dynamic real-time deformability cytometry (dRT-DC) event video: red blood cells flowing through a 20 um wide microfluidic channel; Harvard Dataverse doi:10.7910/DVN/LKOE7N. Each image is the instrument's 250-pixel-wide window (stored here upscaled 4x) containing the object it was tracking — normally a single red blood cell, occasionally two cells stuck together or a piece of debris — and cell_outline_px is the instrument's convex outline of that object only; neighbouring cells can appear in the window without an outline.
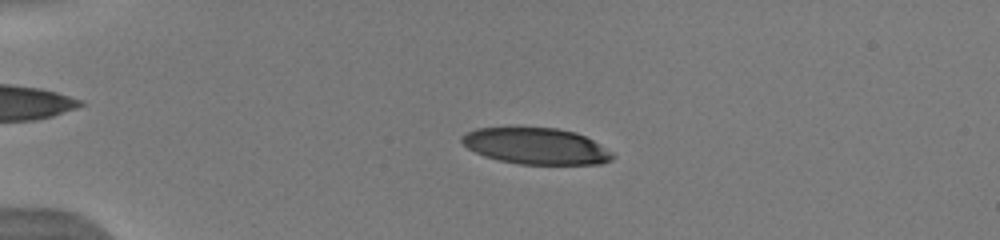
{"species": "human", "species_latin": "Homo sapiens", "temperature_condition": "warm", "stored_images_in_passage": 52, "camera_frame_rate_fps": 3000, "um_per_image_px": 0.085, "donor": {"sex": "male"}, "frame": {"image": 1, "passage_image": 13, "time_ms": 4.0, "image_size_px": [1000, 240], "cell_outline_px": [[616, 156], [612, 160], [600, 164], [520, 164], [500, 160], [484, 156], [468, 148], [460, 140], [460, 136], [476, 128], [556, 128], [576, 132], [592, 140], [612, 152]], "centroid_in_image_um": [45.58, 12.42], "position_along_channel_um": 39.4, "area_um2": 31.67}}
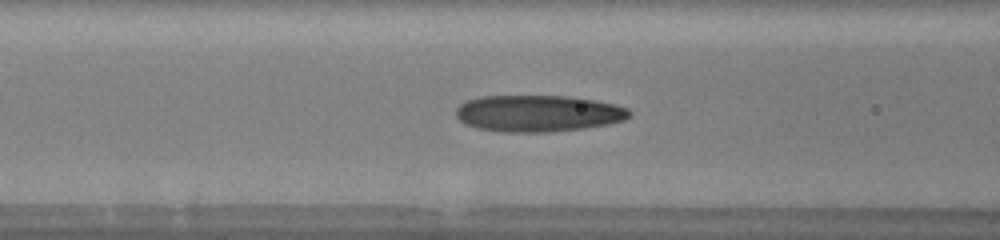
{"frame": {"image": 2, "passage_image": 23, "time_ms": 7.333, "image_size_px": [1000, 240], "cell_outline_px": [[632, 116], [624, 120], [608, 124], [584, 128], [548, 132], [500, 132], [476, 128], [460, 120], [456, 116], [456, 108], [460, 104], [468, 100], [480, 96], [564, 96], [596, 100], [628, 108], [632, 112]], "centroid_in_image_um": [45.75, 9.64], "position_along_channel_um": 120.9, "area_um2": 37.05}}
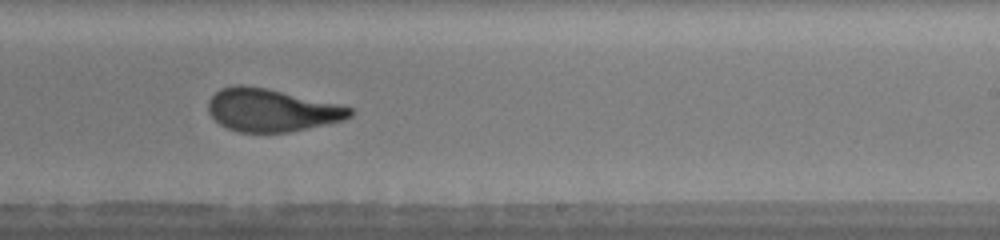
{"frame": {"image": 3, "passage_image": 34, "time_ms": 11.0, "image_size_px": [1000, 240], "cell_outline_px": [[356, 112], [352, 116], [344, 120], [288, 132], [236, 132], [220, 124], [208, 112], [208, 100], [220, 88], [232, 84], [244, 84], [268, 88], [340, 104], [352, 108]], "centroid_in_image_um": [23.08, 9.34], "position_along_channel_um": 265.9, "area_um2": 35.6}, "authors_computed_cell_mechanics": {"area_um2": 34.9112, "velocity_mm_per_s": 3.9545, "shape_relaxation_time_tau1_ms": 10.3504, "shape_relaxation_time_tau2_ms": 1.1107, "deformation_change_tau1": 0.3396, "deformation_change_tau2": 0.0926}}